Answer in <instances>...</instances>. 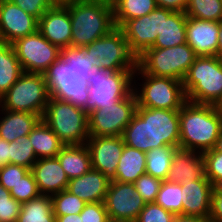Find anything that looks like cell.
<instances>
[{"label": "cell", "mask_w": 222, "mask_h": 222, "mask_svg": "<svg viewBox=\"0 0 222 222\" xmlns=\"http://www.w3.org/2000/svg\"><path fill=\"white\" fill-rule=\"evenodd\" d=\"M112 6L115 26L121 28L128 20L152 12L157 3L156 0H114Z\"/></svg>", "instance_id": "obj_31"}, {"label": "cell", "mask_w": 222, "mask_h": 222, "mask_svg": "<svg viewBox=\"0 0 222 222\" xmlns=\"http://www.w3.org/2000/svg\"><path fill=\"white\" fill-rule=\"evenodd\" d=\"M36 161L37 157L29 136L18 137L15 141L10 142L11 164H16L31 170Z\"/></svg>", "instance_id": "obj_36"}, {"label": "cell", "mask_w": 222, "mask_h": 222, "mask_svg": "<svg viewBox=\"0 0 222 222\" xmlns=\"http://www.w3.org/2000/svg\"><path fill=\"white\" fill-rule=\"evenodd\" d=\"M219 22L187 17L186 43L197 56H216Z\"/></svg>", "instance_id": "obj_17"}, {"label": "cell", "mask_w": 222, "mask_h": 222, "mask_svg": "<svg viewBox=\"0 0 222 222\" xmlns=\"http://www.w3.org/2000/svg\"><path fill=\"white\" fill-rule=\"evenodd\" d=\"M140 79L141 84L137 82ZM133 92L137 107L180 110L187 101L182 81L145 74L139 68L134 72Z\"/></svg>", "instance_id": "obj_5"}, {"label": "cell", "mask_w": 222, "mask_h": 222, "mask_svg": "<svg viewBox=\"0 0 222 222\" xmlns=\"http://www.w3.org/2000/svg\"><path fill=\"white\" fill-rule=\"evenodd\" d=\"M65 1H68V0H55L56 3H63Z\"/></svg>", "instance_id": "obj_56"}, {"label": "cell", "mask_w": 222, "mask_h": 222, "mask_svg": "<svg viewBox=\"0 0 222 222\" xmlns=\"http://www.w3.org/2000/svg\"><path fill=\"white\" fill-rule=\"evenodd\" d=\"M134 92L114 105L104 106L88 114L89 136H122L125 127L136 113Z\"/></svg>", "instance_id": "obj_11"}, {"label": "cell", "mask_w": 222, "mask_h": 222, "mask_svg": "<svg viewBox=\"0 0 222 222\" xmlns=\"http://www.w3.org/2000/svg\"><path fill=\"white\" fill-rule=\"evenodd\" d=\"M50 99L44 75L23 72L10 89L0 97V108L30 112L43 117Z\"/></svg>", "instance_id": "obj_9"}, {"label": "cell", "mask_w": 222, "mask_h": 222, "mask_svg": "<svg viewBox=\"0 0 222 222\" xmlns=\"http://www.w3.org/2000/svg\"><path fill=\"white\" fill-rule=\"evenodd\" d=\"M98 1H108V2H111V0H98Z\"/></svg>", "instance_id": "obj_58"}, {"label": "cell", "mask_w": 222, "mask_h": 222, "mask_svg": "<svg viewBox=\"0 0 222 222\" xmlns=\"http://www.w3.org/2000/svg\"><path fill=\"white\" fill-rule=\"evenodd\" d=\"M71 28L69 10L62 3H56L38 20V31L59 49L71 47Z\"/></svg>", "instance_id": "obj_16"}, {"label": "cell", "mask_w": 222, "mask_h": 222, "mask_svg": "<svg viewBox=\"0 0 222 222\" xmlns=\"http://www.w3.org/2000/svg\"><path fill=\"white\" fill-rule=\"evenodd\" d=\"M205 177L204 158L201 152L177 148L172 158L167 181L180 183Z\"/></svg>", "instance_id": "obj_21"}, {"label": "cell", "mask_w": 222, "mask_h": 222, "mask_svg": "<svg viewBox=\"0 0 222 222\" xmlns=\"http://www.w3.org/2000/svg\"><path fill=\"white\" fill-rule=\"evenodd\" d=\"M185 14L195 19L219 22L222 20V2L221 0H188Z\"/></svg>", "instance_id": "obj_34"}, {"label": "cell", "mask_w": 222, "mask_h": 222, "mask_svg": "<svg viewBox=\"0 0 222 222\" xmlns=\"http://www.w3.org/2000/svg\"><path fill=\"white\" fill-rule=\"evenodd\" d=\"M212 194H221L222 195V179L218 180L213 185V193Z\"/></svg>", "instance_id": "obj_53"}, {"label": "cell", "mask_w": 222, "mask_h": 222, "mask_svg": "<svg viewBox=\"0 0 222 222\" xmlns=\"http://www.w3.org/2000/svg\"><path fill=\"white\" fill-rule=\"evenodd\" d=\"M23 72L43 74L60 57V49L38 30L11 43Z\"/></svg>", "instance_id": "obj_12"}, {"label": "cell", "mask_w": 222, "mask_h": 222, "mask_svg": "<svg viewBox=\"0 0 222 222\" xmlns=\"http://www.w3.org/2000/svg\"><path fill=\"white\" fill-rule=\"evenodd\" d=\"M157 7L185 13L188 0H156Z\"/></svg>", "instance_id": "obj_47"}, {"label": "cell", "mask_w": 222, "mask_h": 222, "mask_svg": "<svg viewBox=\"0 0 222 222\" xmlns=\"http://www.w3.org/2000/svg\"><path fill=\"white\" fill-rule=\"evenodd\" d=\"M135 71L96 68L89 74V98L83 108L88 114L104 106L114 105L133 92Z\"/></svg>", "instance_id": "obj_8"}, {"label": "cell", "mask_w": 222, "mask_h": 222, "mask_svg": "<svg viewBox=\"0 0 222 222\" xmlns=\"http://www.w3.org/2000/svg\"><path fill=\"white\" fill-rule=\"evenodd\" d=\"M162 180L151 175H141L133 184L139 196L143 198L146 203L155 202V199L160 190Z\"/></svg>", "instance_id": "obj_39"}, {"label": "cell", "mask_w": 222, "mask_h": 222, "mask_svg": "<svg viewBox=\"0 0 222 222\" xmlns=\"http://www.w3.org/2000/svg\"><path fill=\"white\" fill-rule=\"evenodd\" d=\"M16 222H56L51 196L40 194L22 203Z\"/></svg>", "instance_id": "obj_32"}, {"label": "cell", "mask_w": 222, "mask_h": 222, "mask_svg": "<svg viewBox=\"0 0 222 222\" xmlns=\"http://www.w3.org/2000/svg\"><path fill=\"white\" fill-rule=\"evenodd\" d=\"M80 217L81 222H107L109 220L104 202L87 203Z\"/></svg>", "instance_id": "obj_45"}, {"label": "cell", "mask_w": 222, "mask_h": 222, "mask_svg": "<svg viewBox=\"0 0 222 222\" xmlns=\"http://www.w3.org/2000/svg\"><path fill=\"white\" fill-rule=\"evenodd\" d=\"M29 171L30 169L16 164H6L0 167V184L10 191Z\"/></svg>", "instance_id": "obj_43"}, {"label": "cell", "mask_w": 222, "mask_h": 222, "mask_svg": "<svg viewBox=\"0 0 222 222\" xmlns=\"http://www.w3.org/2000/svg\"><path fill=\"white\" fill-rule=\"evenodd\" d=\"M213 150L215 152L222 153V133L220 134V136L216 140V143H215V146L213 147Z\"/></svg>", "instance_id": "obj_54"}, {"label": "cell", "mask_w": 222, "mask_h": 222, "mask_svg": "<svg viewBox=\"0 0 222 222\" xmlns=\"http://www.w3.org/2000/svg\"><path fill=\"white\" fill-rule=\"evenodd\" d=\"M186 100L217 105L222 100V61L216 56H197L183 80Z\"/></svg>", "instance_id": "obj_4"}, {"label": "cell", "mask_w": 222, "mask_h": 222, "mask_svg": "<svg viewBox=\"0 0 222 222\" xmlns=\"http://www.w3.org/2000/svg\"><path fill=\"white\" fill-rule=\"evenodd\" d=\"M56 222H81L80 214L56 216Z\"/></svg>", "instance_id": "obj_51"}, {"label": "cell", "mask_w": 222, "mask_h": 222, "mask_svg": "<svg viewBox=\"0 0 222 222\" xmlns=\"http://www.w3.org/2000/svg\"><path fill=\"white\" fill-rule=\"evenodd\" d=\"M187 16L182 12H174L163 8V26L151 48H169L186 43Z\"/></svg>", "instance_id": "obj_26"}, {"label": "cell", "mask_w": 222, "mask_h": 222, "mask_svg": "<svg viewBox=\"0 0 222 222\" xmlns=\"http://www.w3.org/2000/svg\"><path fill=\"white\" fill-rule=\"evenodd\" d=\"M155 203L174 215H182V188L180 183L164 180Z\"/></svg>", "instance_id": "obj_35"}, {"label": "cell", "mask_w": 222, "mask_h": 222, "mask_svg": "<svg viewBox=\"0 0 222 222\" xmlns=\"http://www.w3.org/2000/svg\"><path fill=\"white\" fill-rule=\"evenodd\" d=\"M70 14L71 47H84L116 28L113 6L108 1L68 0L62 3Z\"/></svg>", "instance_id": "obj_3"}, {"label": "cell", "mask_w": 222, "mask_h": 222, "mask_svg": "<svg viewBox=\"0 0 222 222\" xmlns=\"http://www.w3.org/2000/svg\"><path fill=\"white\" fill-rule=\"evenodd\" d=\"M92 169L103 173L110 181L116 176L118 161L124 148L122 136H90L86 141Z\"/></svg>", "instance_id": "obj_14"}, {"label": "cell", "mask_w": 222, "mask_h": 222, "mask_svg": "<svg viewBox=\"0 0 222 222\" xmlns=\"http://www.w3.org/2000/svg\"><path fill=\"white\" fill-rule=\"evenodd\" d=\"M182 215L209 218L213 185L207 177L183 182Z\"/></svg>", "instance_id": "obj_18"}, {"label": "cell", "mask_w": 222, "mask_h": 222, "mask_svg": "<svg viewBox=\"0 0 222 222\" xmlns=\"http://www.w3.org/2000/svg\"><path fill=\"white\" fill-rule=\"evenodd\" d=\"M10 194L21 204L40 195L37 183L31 170L20 179L15 187H12Z\"/></svg>", "instance_id": "obj_38"}, {"label": "cell", "mask_w": 222, "mask_h": 222, "mask_svg": "<svg viewBox=\"0 0 222 222\" xmlns=\"http://www.w3.org/2000/svg\"><path fill=\"white\" fill-rule=\"evenodd\" d=\"M216 106L222 109V100Z\"/></svg>", "instance_id": "obj_57"}, {"label": "cell", "mask_w": 222, "mask_h": 222, "mask_svg": "<svg viewBox=\"0 0 222 222\" xmlns=\"http://www.w3.org/2000/svg\"><path fill=\"white\" fill-rule=\"evenodd\" d=\"M99 68L97 57L83 47L60 49V57L43 73L51 98L84 108L89 98V74Z\"/></svg>", "instance_id": "obj_1"}, {"label": "cell", "mask_w": 222, "mask_h": 222, "mask_svg": "<svg viewBox=\"0 0 222 222\" xmlns=\"http://www.w3.org/2000/svg\"><path fill=\"white\" fill-rule=\"evenodd\" d=\"M107 222H129V221H126V220H112V219H109Z\"/></svg>", "instance_id": "obj_55"}, {"label": "cell", "mask_w": 222, "mask_h": 222, "mask_svg": "<svg viewBox=\"0 0 222 222\" xmlns=\"http://www.w3.org/2000/svg\"><path fill=\"white\" fill-rule=\"evenodd\" d=\"M110 180L100 171L90 169L80 177L72 178L67 189L86 203L104 202Z\"/></svg>", "instance_id": "obj_23"}, {"label": "cell", "mask_w": 222, "mask_h": 222, "mask_svg": "<svg viewBox=\"0 0 222 222\" xmlns=\"http://www.w3.org/2000/svg\"><path fill=\"white\" fill-rule=\"evenodd\" d=\"M13 4L20 7L23 11L36 17L38 20L41 16L55 4V0H10Z\"/></svg>", "instance_id": "obj_44"}, {"label": "cell", "mask_w": 222, "mask_h": 222, "mask_svg": "<svg viewBox=\"0 0 222 222\" xmlns=\"http://www.w3.org/2000/svg\"><path fill=\"white\" fill-rule=\"evenodd\" d=\"M152 149L171 146L179 148V110L151 108Z\"/></svg>", "instance_id": "obj_19"}, {"label": "cell", "mask_w": 222, "mask_h": 222, "mask_svg": "<svg viewBox=\"0 0 222 222\" xmlns=\"http://www.w3.org/2000/svg\"><path fill=\"white\" fill-rule=\"evenodd\" d=\"M23 69L11 44L0 42V97L19 79Z\"/></svg>", "instance_id": "obj_30"}, {"label": "cell", "mask_w": 222, "mask_h": 222, "mask_svg": "<svg viewBox=\"0 0 222 222\" xmlns=\"http://www.w3.org/2000/svg\"><path fill=\"white\" fill-rule=\"evenodd\" d=\"M10 163V143L0 138V167Z\"/></svg>", "instance_id": "obj_48"}, {"label": "cell", "mask_w": 222, "mask_h": 222, "mask_svg": "<svg viewBox=\"0 0 222 222\" xmlns=\"http://www.w3.org/2000/svg\"><path fill=\"white\" fill-rule=\"evenodd\" d=\"M211 222H222V195L212 194L211 212L209 216Z\"/></svg>", "instance_id": "obj_46"}, {"label": "cell", "mask_w": 222, "mask_h": 222, "mask_svg": "<svg viewBox=\"0 0 222 222\" xmlns=\"http://www.w3.org/2000/svg\"><path fill=\"white\" fill-rule=\"evenodd\" d=\"M21 203L16 201L10 191L0 184V222H16Z\"/></svg>", "instance_id": "obj_40"}, {"label": "cell", "mask_w": 222, "mask_h": 222, "mask_svg": "<svg viewBox=\"0 0 222 222\" xmlns=\"http://www.w3.org/2000/svg\"><path fill=\"white\" fill-rule=\"evenodd\" d=\"M0 138L9 143L18 137L28 136L38 122L40 115L30 112L10 111L0 108Z\"/></svg>", "instance_id": "obj_25"}, {"label": "cell", "mask_w": 222, "mask_h": 222, "mask_svg": "<svg viewBox=\"0 0 222 222\" xmlns=\"http://www.w3.org/2000/svg\"><path fill=\"white\" fill-rule=\"evenodd\" d=\"M218 48L216 52V57L222 61V20L219 21V34H218Z\"/></svg>", "instance_id": "obj_52"}, {"label": "cell", "mask_w": 222, "mask_h": 222, "mask_svg": "<svg viewBox=\"0 0 222 222\" xmlns=\"http://www.w3.org/2000/svg\"><path fill=\"white\" fill-rule=\"evenodd\" d=\"M38 30V19L10 0H0V42L13 43L16 39Z\"/></svg>", "instance_id": "obj_15"}, {"label": "cell", "mask_w": 222, "mask_h": 222, "mask_svg": "<svg viewBox=\"0 0 222 222\" xmlns=\"http://www.w3.org/2000/svg\"><path fill=\"white\" fill-rule=\"evenodd\" d=\"M31 171L40 194L51 196L67 189L69 178L57 157L37 159Z\"/></svg>", "instance_id": "obj_20"}, {"label": "cell", "mask_w": 222, "mask_h": 222, "mask_svg": "<svg viewBox=\"0 0 222 222\" xmlns=\"http://www.w3.org/2000/svg\"><path fill=\"white\" fill-rule=\"evenodd\" d=\"M196 57L187 43L169 48H148L138 56V68L145 74L183 82Z\"/></svg>", "instance_id": "obj_7"}, {"label": "cell", "mask_w": 222, "mask_h": 222, "mask_svg": "<svg viewBox=\"0 0 222 222\" xmlns=\"http://www.w3.org/2000/svg\"><path fill=\"white\" fill-rule=\"evenodd\" d=\"M83 48L97 57L99 68L117 71H136L138 68V56L131 50L120 28L116 27Z\"/></svg>", "instance_id": "obj_10"}, {"label": "cell", "mask_w": 222, "mask_h": 222, "mask_svg": "<svg viewBox=\"0 0 222 222\" xmlns=\"http://www.w3.org/2000/svg\"><path fill=\"white\" fill-rule=\"evenodd\" d=\"M176 147L164 146L154 148L146 153V174L166 180L172 164Z\"/></svg>", "instance_id": "obj_33"}, {"label": "cell", "mask_w": 222, "mask_h": 222, "mask_svg": "<svg viewBox=\"0 0 222 222\" xmlns=\"http://www.w3.org/2000/svg\"><path fill=\"white\" fill-rule=\"evenodd\" d=\"M155 25H156V31L158 35H161L162 26H163V8L162 7L155 8Z\"/></svg>", "instance_id": "obj_50"}, {"label": "cell", "mask_w": 222, "mask_h": 222, "mask_svg": "<svg viewBox=\"0 0 222 222\" xmlns=\"http://www.w3.org/2000/svg\"><path fill=\"white\" fill-rule=\"evenodd\" d=\"M53 213L55 216H64L69 214H80L87 204L68 190L51 195Z\"/></svg>", "instance_id": "obj_37"}, {"label": "cell", "mask_w": 222, "mask_h": 222, "mask_svg": "<svg viewBox=\"0 0 222 222\" xmlns=\"http://www.w3.org/2000/svg\"><path fill=\"white\" fill-rule=\"evenodd\" d=\"M179 148L205 152L222 133V109L186 101L179 110Z\"/></svg>", "instance_id": "obj_2"}, {"label": "cell", "mask_w": 222, "mask_h": 222, "mask_svg": "<svg viewBox=\"0 0 222 222\" xmlns=\"http://www.w3.org/2000/svg\"><path fill=\"white\" fill-rule=\"evenodd\" d=\"M56 157L69 180L82 176L92 168L91 156L86 144L65 145Z\"/></svg>", "instance_id": "obj_27"}, {"label": "cell", "mask_w": 222, "mask_h": 222, "mask_svg": "<svg viewBox=\"0 0 222 222\" xmlns=\"http://www.w3.org/2000/svg\"><path fill=\"white\" fill-rule=\"evenodd\" d=\"M204 158L205 177L214 185L222 179V153L213 149L202 153Z\"/></svg>", "instance_id": "obj_42"}, {"label": "cell", "mask_w": 222, "mask_h": 222, "mask_svg": "<svg viewBox=\"0 0 222 222\" xmlns=\"http://www.w3.org/2000/svg\"><path fill=\"white\" fill-rule=\"evenodd\" d=\"M131 50L140 56L146 49L151 48L158 33L155 25V9L147 15L128 20L121 28Z\"/></svg>", "instance_id": "obj_22"}, {"label": "cell", "mask_w": 222, "mask_h": 222, "mask_svg": "<svg viewBox=\"0 0 222 222\" xmlns=\"http://www.w3.org/2000/svg\"><path fill=\"white\" fill-rule=\"evenodd\" d=\"M42 120L65 145L86 144L90 137L88 113L70 102L50 97Z\"/></svg>", "instance_id": "obj_6"}, {"label": "cell", "mask_w": 222, "mask_h": 222, "mask_svg": "<svg viewBox=\"0 0 222 222\" xmlns=\"http://www.w3.org/2000/svg\"><path fill=\"white\" fill-rule=\"evenodd\" d=\"M104 204L109 219L135 222L146 202L137 194L133 183L112 180Z\"/></svg>", "instance_id": "obj_13"}, {"label": "cell", "mask_w": 222, "mask_h": 222, "mask_svg": "<svg viewBox=\"0 0 222 222\" xmlns=\"http://www.w3.org/2000/svg\"><path fill=\"white\" fill-rule=\"evenodd\" d=\"M175 215L155 202L146 203L135 222H173Z\"/></svg>", "instance_id": "obj_41"}, {"label": "cell", "mask_w": 222, "mask_h": 222, "mask_svg": "<svg viewBox=\"0 0 222 222\" xmlns=\"http://www.w3.org/2000/svg\"><path fill=\"white\" fill-rule=\"evenodd\" d=\"M144 174H146V153L124 145L113 180L122 183H134Z\"/></svg>", "instance_id": "obj_28"}, {"label": "cell", "mask_w": 222, "mask_h": 222, "mask_svg": "<svg viewBox=\"0 0 222 222\" xmlns=\"http://www.w3.org/2000/svg\"><path fill=\"white\" fill-rule=\"evenodd\" d=\"M173 222H211V221L209 220V218L175 215Z\"/></svg>", "instance_id": "obj_49"}, {"label": "cell", "mask_w": 222, "mask_h": 222, "mask_svg": "<svg viewBox=\"0 0 222 222\" xmlns=\"http://www.w3.org/2000/svg\"><path fill=\"white\" fill-rule=\"evenodd\" d=\"M28 136L37 159L54 158L65 146L54 131L42 119Z\"/></svg>", "instance_id": "obj_29"}, {"label": "cell", "mask_w": 222, "mask_h": 222, "mask_svg": "<svg viewBox=\"0 0 222 222\" xmlns=\"http://www.w3.org/2000/svg\"><path fill=\"white\" fill-rule=\"evenodd\" d=\"M124 144L147 153L152 150L151 108L137 107L122 134Z\"/></svg>", "instance_id": "obj_24"}]
</instances>
